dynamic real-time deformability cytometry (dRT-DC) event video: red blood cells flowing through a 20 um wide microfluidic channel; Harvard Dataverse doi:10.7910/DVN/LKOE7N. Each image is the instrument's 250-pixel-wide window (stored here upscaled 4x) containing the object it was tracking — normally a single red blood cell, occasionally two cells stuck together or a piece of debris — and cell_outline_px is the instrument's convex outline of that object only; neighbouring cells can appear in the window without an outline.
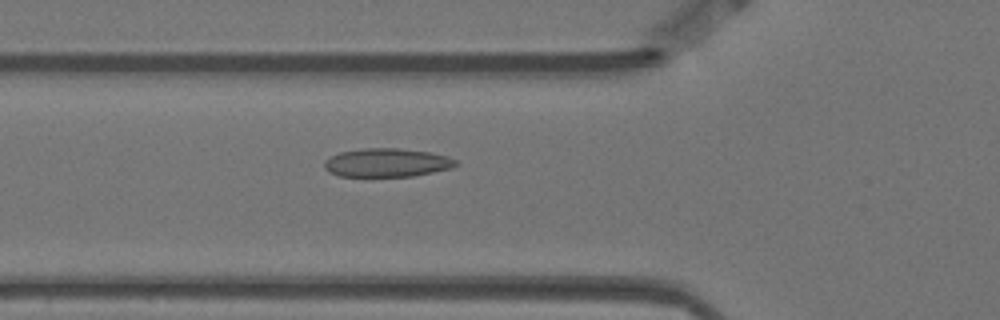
{"species": "Egyptian fruit bat (a non-hibernating species)", "species_latin": "Rousettus aegyptiacus", "temperature_condition": "warm", "stored_images_in_passage": 58, "camera_frame_rate_fps": 3000, "um_per_image_px": 0.085, "animal": {"sex": "female"}, "frame": {"image": 1, "passage_image": 20, "time_ms": 6.333, "image_size_px": [1000, 320], "cell_outline_px": [[456, 164], [452, 168], [412, 176], [340, 176], [328, 172], [324, 168], [324, 160], [340, 152], [364, 148], [400, 148], [428, 152], [448, 156], [456, 160]], "centroid_in_image_um": [32.86, 13.82], "position_along_channel_um": 92.9, "area_um2": 21.79}}
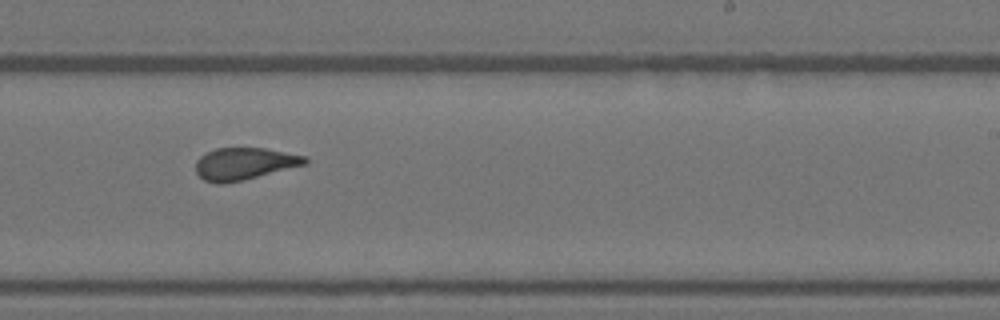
{"frame": {"image": 2, "passage_image": 35, "time_ms": 11.333, "image_size_px": [1000, 320], "cell_outline_px": [[308, 164], [244, 180], [220, 184], [216, 184], [204, 180], [196, 172], [196, 160], [200, 156], [216, 148], [264, 148], [308, 156]], "centroid_in_image_um": [20.8, 13.92], "position_along_channel_um": 268.2, "area_um2": 20.58}}
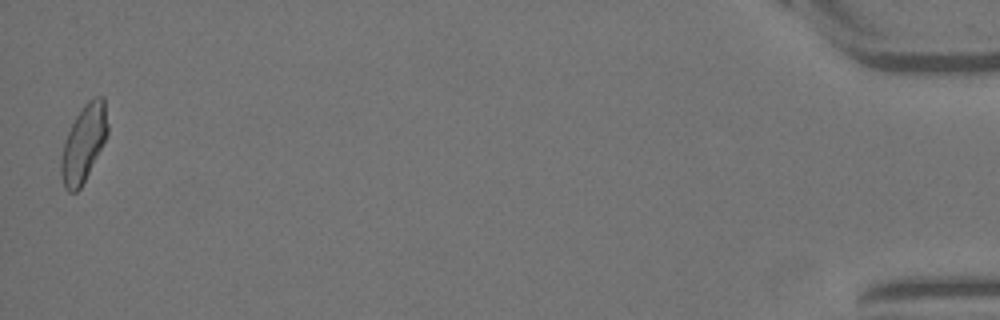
{"frame": {"image": 3, "passage_image": 57, "time_ms": 18.667, "image_size_px": [1000, 320], "cell_outline_px": [[108, 132], [80, 188], [76, 192], [68, 192], [64, 188], [60, 172], [60, 160], [64, 140], [76, 116], [84, 104], [92, 96], [104, 96], [108, 124]], "centroid_in_image_um": [7.09, 12.15], "position_along_channel_um": 428.1, "area_um2": 20.58}, "authors_computed_cell_mechanics": {"area_um2": 21.3282, "velocity_mm_per_s": 3.5051, "shape_relaxation_time_tau1_ms": 9.7638, "shape_relaxation_time_tau2_ms": 1.3975, "deformation_change_tau1": 0.1962, "deformation_change_tau2": 0.0859}}